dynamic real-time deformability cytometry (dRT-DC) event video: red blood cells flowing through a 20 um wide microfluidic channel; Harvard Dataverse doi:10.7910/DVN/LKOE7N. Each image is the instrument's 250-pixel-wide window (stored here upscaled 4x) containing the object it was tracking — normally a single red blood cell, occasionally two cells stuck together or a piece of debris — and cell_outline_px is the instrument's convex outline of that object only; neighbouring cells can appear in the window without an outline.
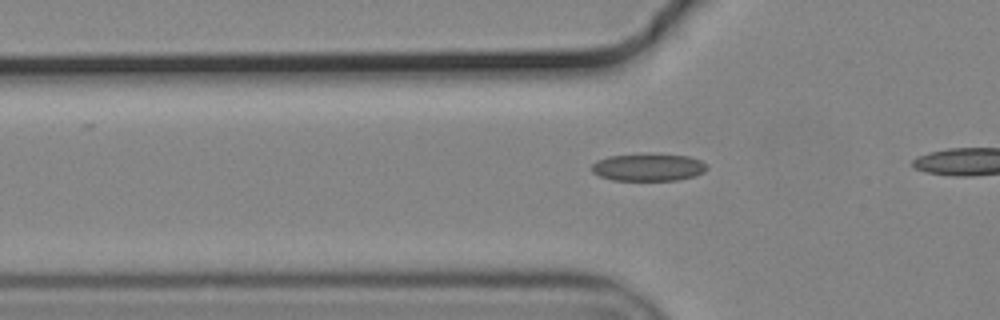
{"species": "common noctule bat (a hibernating species)", "species_latin": "Nyctalus noctula", "temperature_condition": "cold", "stored_images_in_passage": 28, "camera_frame_rate_fps": 3000, "um_per_image_px": 0.085, "animal": {"sex": "male", "body_mass_g": 19.2, "forearm_length_mm": 51.8}, "frame": {"image": 1, "passage_image": 12, "time_ms": 3.667, "image_size_px": [1000, 320], "cell_outline_px": [[708, 168], [704, 172], [696, 176], [676, 180], [612, 180], [600, 176], [592, 172], [592, 164], [596, 160], [608, 156], [640, 152], [648, 152], [688, 156], [700, 160], [708, 164]], "centroid_in_image_um": [55.11, 14.18], "position_along_channel_um": 70.7, "area_um2": 19.07}}
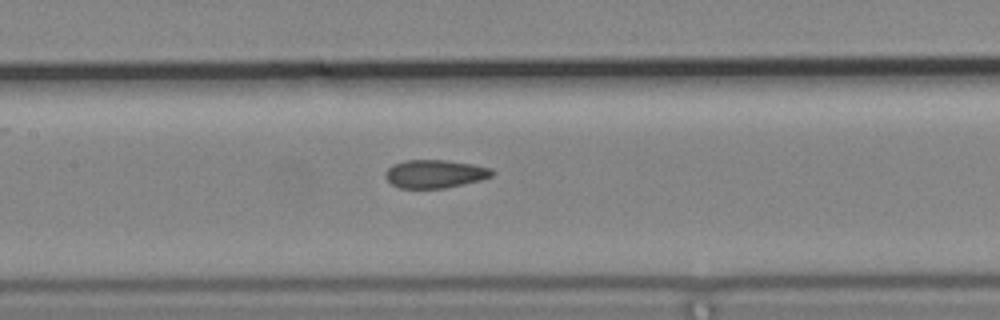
{"frame": {"image": 2, "passage_image": 20, "time_ms": 6.333, "image_size_px": [1000, 320], "cell_outline_px": [[496, 172], [492, 176], [480, 180], [444, 188], [400, 188], [392, 184], [384, 176], [384, 172], [392, 164], [404, 160], [444, 160], [472, 164], [492, 168]], "centroid_in_image_um": [36.96, 14.77], "position_along_channel_um": 170.4, "area_um2": 17.57}}
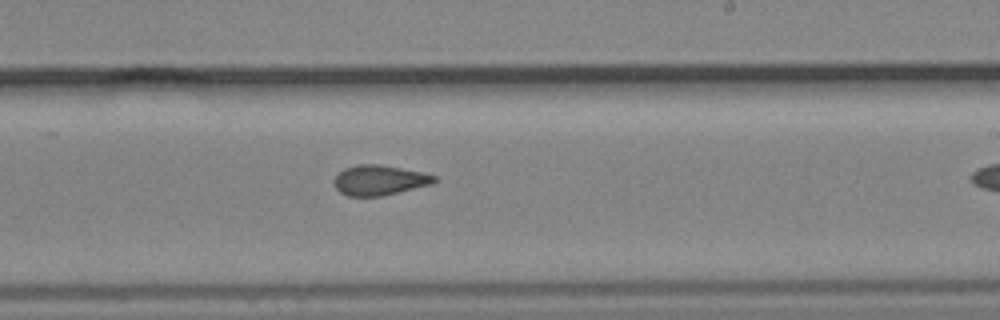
{"frame": {"image": 3, "passage_image": 27, "time_ms": 8.667, "image_size_px": [1000, 320], "cell_outline_px": [[436, 180], [432, 184], [380, 196], [348, 196], [340, 192], [336, 188], [332, 180], [344, 168], [360, 164], [380, 164], [424, 172], [436, 176]], "centroid_in_image_um": [32.24, 15.3], "position_along_channel_um": 256.8, "area_um2": 17.51}}